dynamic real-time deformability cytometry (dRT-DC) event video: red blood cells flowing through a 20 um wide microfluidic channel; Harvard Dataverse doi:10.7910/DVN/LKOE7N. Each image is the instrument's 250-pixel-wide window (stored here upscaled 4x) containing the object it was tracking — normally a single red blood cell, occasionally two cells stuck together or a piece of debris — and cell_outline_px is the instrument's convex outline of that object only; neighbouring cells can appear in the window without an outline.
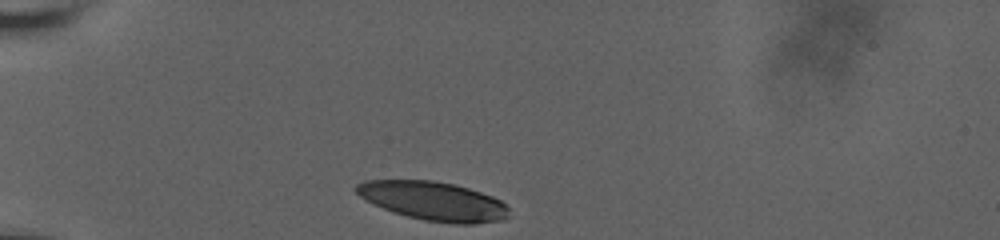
{"species": "human", "species_latin": "Homo sapiens", "temperature_condition": "room temperature", "stored_images_in_passage": 34, "camera_frame_rate_fps": 3000, "um_per_image_px": 0.085, "donor": {"sex": "male"}, "frame": {"image": 1, "passage_image": 1, "time_ms": 0.0, "image_size_px": [1000, 240], "cell_outline_px": [[508, 216], [504, 220], [476, 224], [456, 224], [424, 220], [408, 216], [372, 204], [364, 200], [352, 188], [356, 184], [364, 180], [432, 180], [452, 184], [468, 188], [492, 196], [500, 200], [508, 208]], "centroid_in_image_um": [36.82, 17.09], "position_along_channel_um": 48.2, "area_um2": 34.56}}
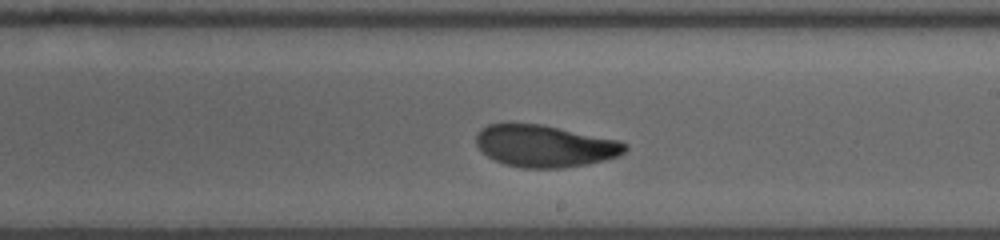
{"frame": {"image": 2, "passage_image": 20, "time_ms": 6.333, "image_size_px": [1000, 240], "cell_outline_px": [[628, 148], [624, 152], [616, 156], [588, 164], [564, 168], [524, 168], [504, 164], [488, 156], [476, 144], [476, 136], [480, 128], [488, 124], [540, 124], [620, 140], [628, 144]], "centroid_in_image_um": [46.32, 12.41], "position_along_channel_um": 242.7, "area_um2": 36.24}}
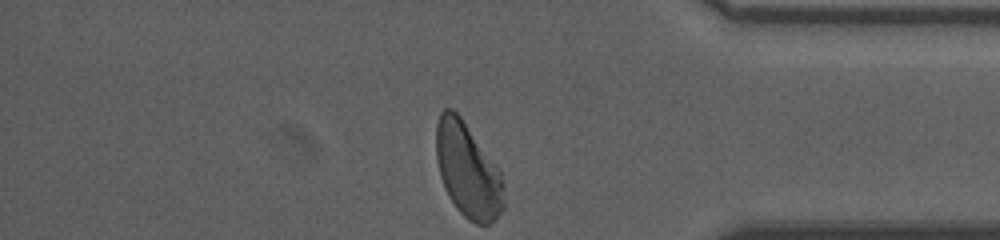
{"frame": {"image": 3, "passage_image": 34, "time_ms": 11.0, "image_size_px": [1000, 240], "cell_outline_px": [[504, 208], [496, 220], [488, 224], [476, 224], [468, 220], [456, 208], [448, 196], [444, 188], [440, 176], [436, 160], [436, 124], [440, 112], [444, 108], [452, 108], [460, 116], [500, 172], [504, 184]], "centroid_in_image_um": [39.75, 14.51], "position_along_channel_um": 395.5, "area_um2": 37.28}, "authors_computed_cell_mechanics": {"area_um2": 37.0209, "velocity_mm_per_s": 3.6235, "shape_relaxation_time_tau1_ms": 4.3184, "shape_relaxation_time_tau2_ms": 1.6385, "deformation_change_tau1": 0.1592, "deformation_change_tau2": 0.0681}}